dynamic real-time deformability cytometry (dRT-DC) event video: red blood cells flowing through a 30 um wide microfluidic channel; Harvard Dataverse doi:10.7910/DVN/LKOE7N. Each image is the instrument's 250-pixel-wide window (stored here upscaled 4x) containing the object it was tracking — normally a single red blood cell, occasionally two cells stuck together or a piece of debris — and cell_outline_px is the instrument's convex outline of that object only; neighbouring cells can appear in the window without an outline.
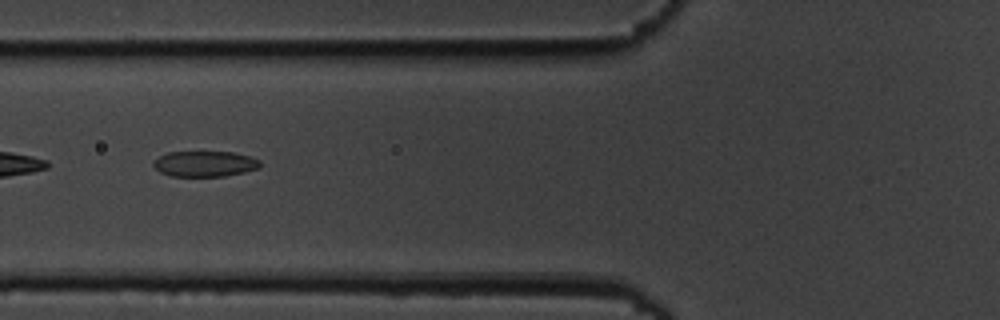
{"species": "common noctule bat (a hibernating species)", "species_latin": "Nyctalus noctula", "temperature_condition": "cold", "stored_images_in_passage": 7, "camera_frame_rate_fps": 3000, "um_per_image_px": 0.085, "animal": {"sex": "male", "body_mass_g": 19.5, "forearm_length_mm": 54.6}, "frame": {"image": 1, "passage_image": 6, "time_ms": 6.0, "image_size_px": [1000, 320], "cell_outline_px": [[260, 168], [244, 172], [224, 176], [172, 176], [160, 172], [152, 164], [160, 156], [168, 152], [232, 152], [248, 156], [260, 160]], "centroid_in_image_um": [17.42, 13.93], "position_along_channel_um": 108.4, "area_um2": 15.78}}
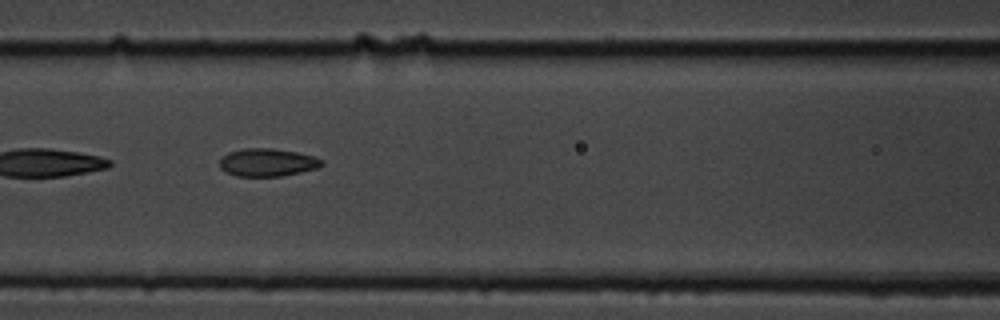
{"frame": {"image": 2, "passage_image": 7, "time_ms": 7.0, "image_size_px": [1000, 320], "cell_outline_px": [[324, 164], [316, 168], [300, 172], [280, 176], [236, 176], [220, 168], [220, 160], [228, 152], [244, 148], [272, 148], [296, 152], [312, 156], [324, 160]], "centroid_in_image_um": [22.73, 13.8], "position_along_channel_um": 143.9, "area_um2": 16.42}}